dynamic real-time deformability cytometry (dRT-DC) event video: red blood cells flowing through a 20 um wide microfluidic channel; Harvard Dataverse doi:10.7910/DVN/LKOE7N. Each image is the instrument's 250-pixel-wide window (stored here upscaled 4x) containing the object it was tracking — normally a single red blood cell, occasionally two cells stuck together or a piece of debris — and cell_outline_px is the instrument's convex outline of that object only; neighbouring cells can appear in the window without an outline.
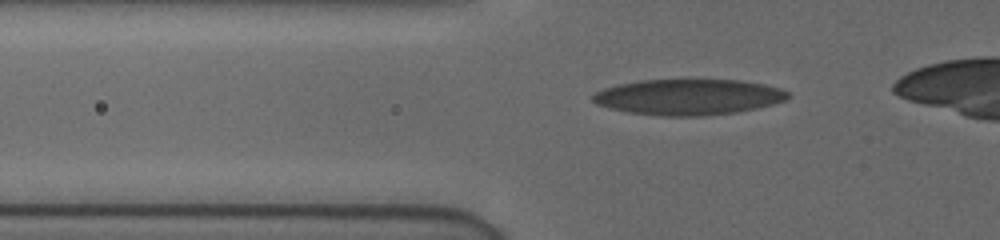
{"species": "human", "species_latin": "Homo sapiens", "temperature_condition": "cold", "stored_images_in_passage": 36, "camera_frame_rate_fps": 3000, "um_per_image_px": 0.085, "donor": {"sex": "female"}, "frame": {"image": 1, "passage_image": 5, "time_ms": 1.333, "image_size_px": [1000, 240], "cell_outline_px": [[788, 96], [784, 100], [772, 104], [756, 108], [736, 112], [704, 116], [660, 116], [624, 112], [608, 108], [596, 104], [592, 100], [592, 96], [596, 92], [604, 88], [620, 84], [640, 80], [740, 80], [764, 84], [780, 88], [788, 92]], "centroid_in_image_um": [58.47, 8.25], "position_along_channel_um": 67.3, "area_um2": 40.69}}
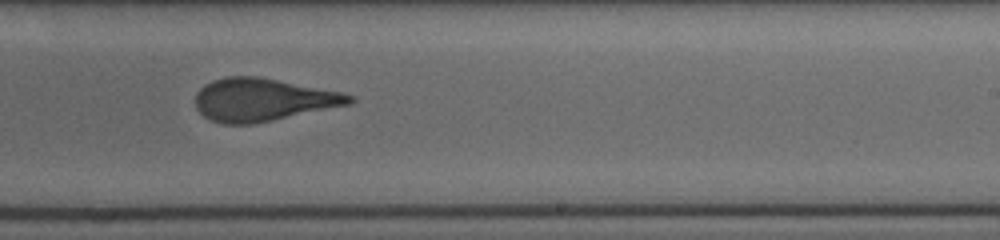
{"frame": {"image": 2, "passage_image": 21, "time_ms": 6.667, "image_size_px": [1000, 240], "cell_outline_px": [[356, 100], [352, 104], [252, 124], [224, 124], [212, 120], [204, 116], [196, 108], [196, 92], [204, 84], [212, 80], [228, 76], [256, 76], [344, 92], [356, 96]], "centroid_in_image_um": [22.37, 8.47], "position_along_channel_um": 266.6, "area_um2": 38.49}}
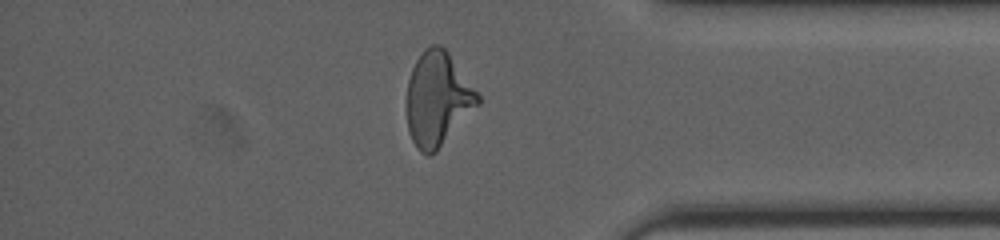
{"frame": {"image": 3, "passage_image": 32, "time_ms": 10.333, "image_size_px": [1000, 240], "cell_outline_px": [[480, 104], [436, 152], [428, 156], [420, 152], [416, 148], [408, 132], [408, 80], [412, 68], [416, 60], [424, 48], [432, 44], [440, 44], [448, 52], [480, 96]], "centroid_in_image_um": [37.2, 8.43], "position_along_channel_um": 398.0, "area_um2": 38.73}}